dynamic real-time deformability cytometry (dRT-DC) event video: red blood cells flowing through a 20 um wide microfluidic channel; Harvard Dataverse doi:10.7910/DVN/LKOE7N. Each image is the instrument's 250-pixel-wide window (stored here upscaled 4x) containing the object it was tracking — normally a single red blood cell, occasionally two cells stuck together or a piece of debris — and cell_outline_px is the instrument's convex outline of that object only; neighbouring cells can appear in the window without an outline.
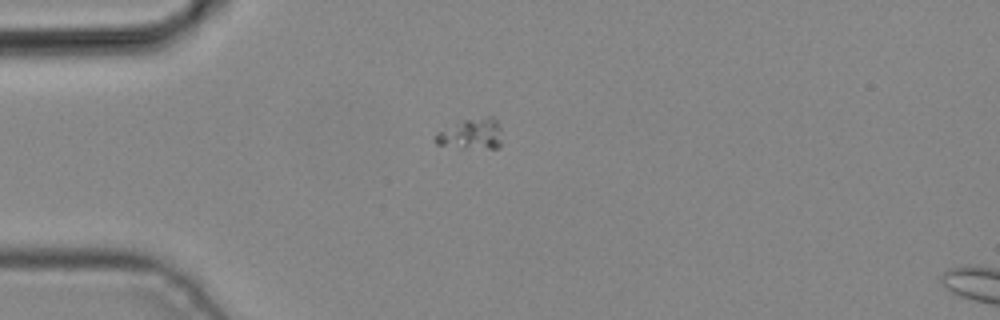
{"species": "common noctule bat (a hibernating species)", "species_latin": "Nyctalus noctula", "temperature_condition": "cold", "stored_images_in_passage": 2, "camera_frame_rate_fps": 3000, "um_per_image_px": 0.085, "animal": {"sex": "male", "body_mass_g": 19.2, "forearm_length_mm": 51.8}, "frame": {"image": 1, "passage_image": 1, "time_ms": 0.0, "image_size_px": [1000, 320], "cell_outline_px": [[500, 144], [496, 148], [460, 148], [436, 144], [436, 132], [464, 120], [488, 116], [492, 116], [496, 120], [500, 128]], "centroid_in_image_um": [40.06, 11.39], "position_along_channel_um": 44.9, "area_um2": 11.73}}